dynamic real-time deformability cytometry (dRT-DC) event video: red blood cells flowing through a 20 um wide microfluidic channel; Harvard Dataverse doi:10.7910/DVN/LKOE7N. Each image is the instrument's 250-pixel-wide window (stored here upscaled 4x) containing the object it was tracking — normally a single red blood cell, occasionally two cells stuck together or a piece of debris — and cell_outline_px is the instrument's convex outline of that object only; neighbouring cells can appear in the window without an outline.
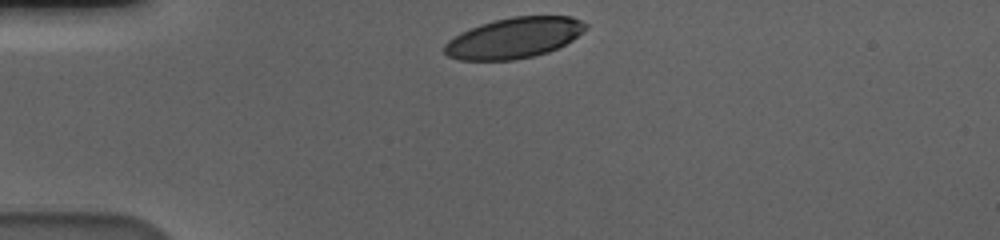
{"species": "human", "species_latin": "Homo sapiens", "temperature_condition": "cold", "stored_images_in_passage": 34, "camera_frame_rate_fps": 3000, "um_per_image_px": 0.085, "donor": {"sex": "male"}, "frame": {"image": 1, "passage_image": 1, "time_ms": 0.0, "image_size_px": [1000, 240], "cell_outline_px": [[588, 28], [572, 40], [548, 52], [532, 56], [512, 60], [460, 60], [448, 56], [444, 52], [444, 44], [448, 40], [460, 32], [468, 28], [480, 24], [512, 16], [572, 16], [588, 24]], "centroid_in_image_um": [43.68, 3.21], "position_along_channel_um": 41.3, "area_um2": 33.47}}
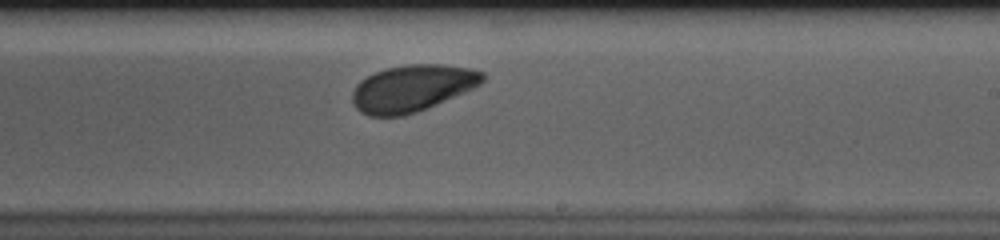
{"frame": {"image": 2, "passage_image": 22, "time_ms": 7.0, "image_size_px": [1000, 240], "cell_outline_px": [[484, 80], [480, 84], [464, 92], [416, 112], [404, 116], [368, 116], [360, 112], [352, 104], [352, 92], [356, 84], [360, 80], [376, 72], [388, 68], [408, 64], [440, 64], [468, 68], [484, 72]], "centroid_in_image_um": [34.99, 7.5], "position_along_channel_um": 254.0, "area_um2": 35.26}}
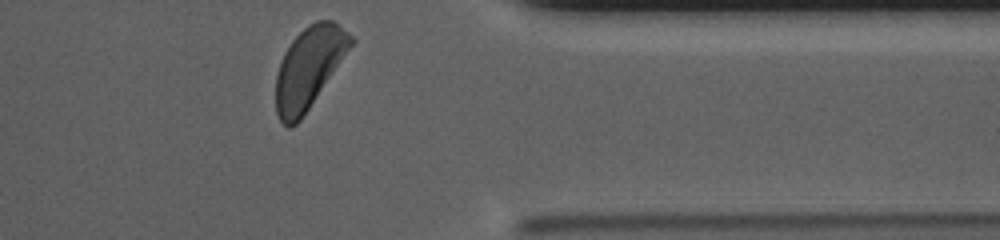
{"frame": {"image": 3, "passage_image": 34, "time_ms": 11.0, "image_size_px": [1000, 240], "cell_outline_px": [[356, 40], [300, 120], [292, 128], [288, 128], [280, 120], [276, 112], [276, 72], [284, 52], [292, 40], [308, 24], [316, 20], [332, 20], [348, 32]], "centroid_in_image_um": [26.24, 5.74], "position_along_channel_um": 385.2, "area_um2": 35.14}, "authors_computed_cell_mechanics": {"area_um2": 35.6626, "velocity_mm_per_s": 3.5414, "shape_relaxation_time_tau1_ms": 4.5593, "shape_relaxation_time_tau2_ms": null, "deformation_change_tau1": 0.1599, "deformation_change_tau2": null}}